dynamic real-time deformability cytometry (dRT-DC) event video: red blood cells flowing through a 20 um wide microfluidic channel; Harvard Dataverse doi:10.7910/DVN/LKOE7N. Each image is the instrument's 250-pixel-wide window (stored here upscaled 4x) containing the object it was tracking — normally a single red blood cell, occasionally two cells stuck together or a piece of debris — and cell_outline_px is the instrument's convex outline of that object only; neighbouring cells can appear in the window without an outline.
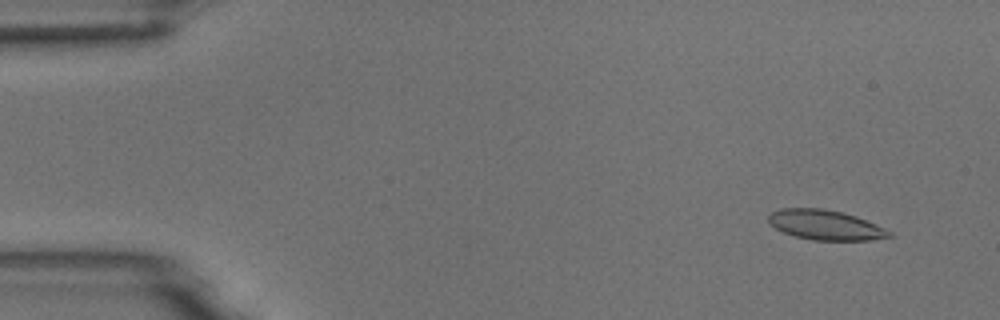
{"species": "common noctule bat (a hibernating species)", "species_latin": "Nyctalus noctula", "temperature_condition": "room temperature", "stored_images_in_passage": 55, "camera_frame_rate_fps": 3000, "um_per_image_px": 0.085, "animal": {"sex": "male", "body_mass_g": 18.8}, "frame": {"image": 1, "passage_image": 4, "time_ms": 1.0, "image_size_px": [1000, 320], "cell_outline_px": [[896, 236], [872, 240], [812, 240], [796, 236], [784, 232], [768, 224], [768, 216], [772, 212], [780, 208], [824, 208], [844, 212], [856, 216], [876, 224], [892, 232]], "centroid_in_image_um": [70.18, 19.12], "position_along_channel_um": 14.8, "area_um2": 21.21}}
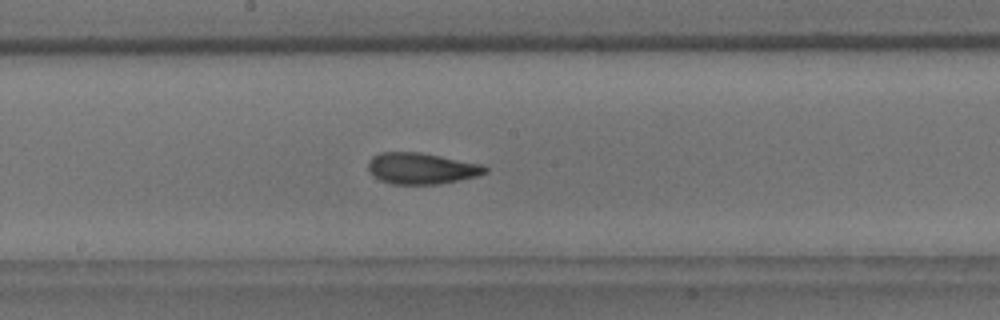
{"frame": {"image": 2, "passage_image": 29, "time_ms": 9.333, "image_size_px": [1000, 320], "cell_outline_px": [[488, 172], [476, 176], [440, 184], [392, 184], [380, 180], [368, 168], [368, 160], [372, 156], [380, 152], [420, 152], [484, 164], [488, 168]], "centroid_in_image_um": [35.85, 14.3], "position_along_channel_um": 212.3, "area_um2": 21.33}}
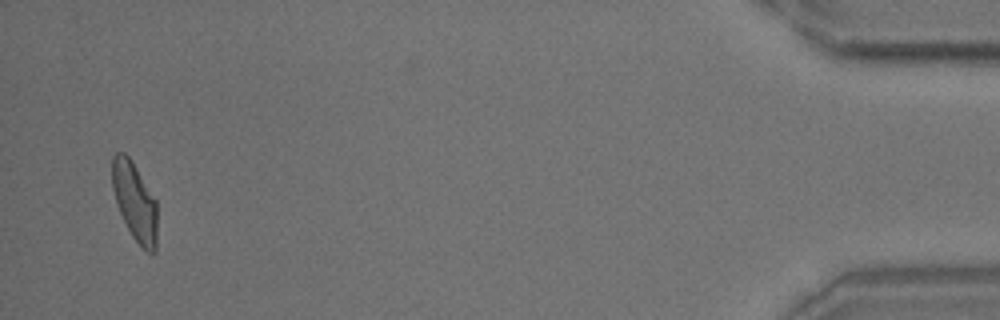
{"frame": {"image": 3, "passage_image": 53, "time_ms": 17.333, "image_size_px": [1000, 320], "cell_outline_px": [[156, 252], [148, 252], [132, 236], [120, 212], [112, 188], [112, 156], [116, 152], [124, 152], [132, 160], [156, 200]], "centroid_in_image_um": [11.45, 17.08], "position_along_channel_um": 423.8, "area_um2": 20.29}, "authors_computed_cell_mechanics": {"area_um2": 21.2126, "velocity_mm_per_s": 3.6786, "shape_relaxation_time_tau1_ms": 7.7063, "shape_relaxation_time_tau2_ms": 2.1065, "deformation_change_tau1": 0.1737, "deformation_change_tau2": 0.0852}}